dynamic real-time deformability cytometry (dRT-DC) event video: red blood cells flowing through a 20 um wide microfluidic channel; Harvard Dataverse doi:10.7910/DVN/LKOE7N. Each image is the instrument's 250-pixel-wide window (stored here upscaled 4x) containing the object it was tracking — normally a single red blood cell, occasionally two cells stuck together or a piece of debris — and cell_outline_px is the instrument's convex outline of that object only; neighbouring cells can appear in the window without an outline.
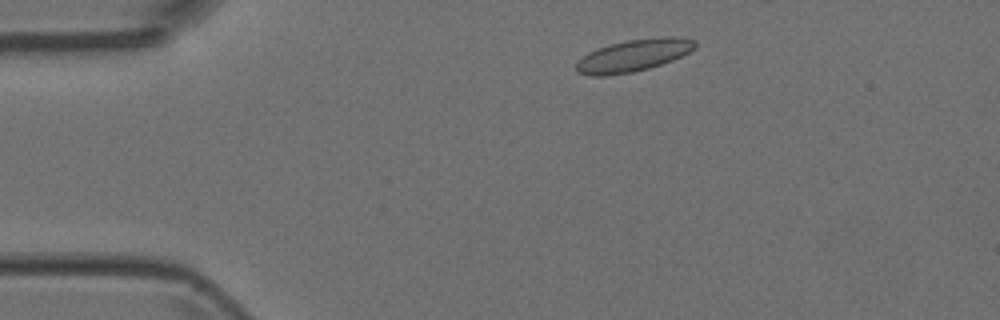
{"species": "Egyptian fruit bat (a non-hibernating species)", "species_latin": "Rousettus aegyptiacus", "temperature_condition": "room temperature", "stored_images_in_passage": 5, "camera_frame_rate_fps": 3000, "um_per_image_px": 0.085, "animal": {"sex": "female"}, "frame": {"image": 1, "passage_image": 1, "time_ms": 0.0, "image_size_px": [1000, 320], "cell_outline_px": [[696, 48], [672, 60], [648, 68], [632, 72], [608, 76], [592, 76], [576, 72], [576, 64], [588, 52], [612, 44], [628, 40], [656, 36], [676, 36], [696, 40]], "centroid_in_image_um": [53.87, 4.7], "position_along_channel_um": 31.1, "area_um2": 22.14}}
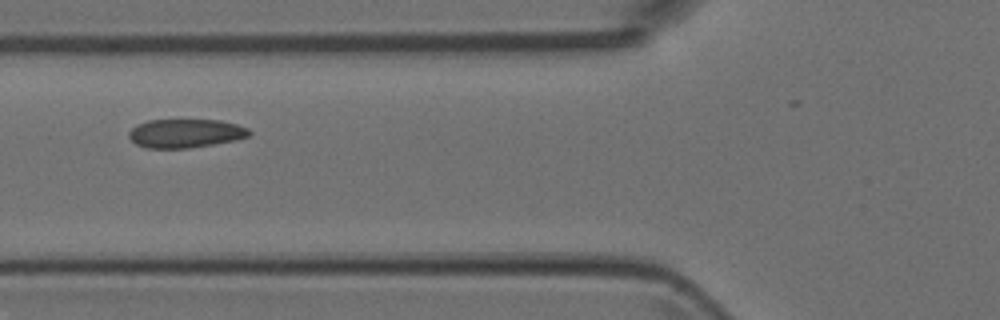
{"frame": {"image": 2, "passage_image": 4, "time_ms": 1.0, "image_size_px": [1000, 320], "cell_outline_px": [[252, 132], [248, 136], [236, 140], [188, 148], [144, 148], [136, 144], [128, 136], [128, 132], [136, 124], [148, 120], [220, 120], [236, 124], [248, 128]], "centroid_in_image_um": [15.74, 11.33], "position_along_channel_um": 110.1, "area_um2": 20.17}}